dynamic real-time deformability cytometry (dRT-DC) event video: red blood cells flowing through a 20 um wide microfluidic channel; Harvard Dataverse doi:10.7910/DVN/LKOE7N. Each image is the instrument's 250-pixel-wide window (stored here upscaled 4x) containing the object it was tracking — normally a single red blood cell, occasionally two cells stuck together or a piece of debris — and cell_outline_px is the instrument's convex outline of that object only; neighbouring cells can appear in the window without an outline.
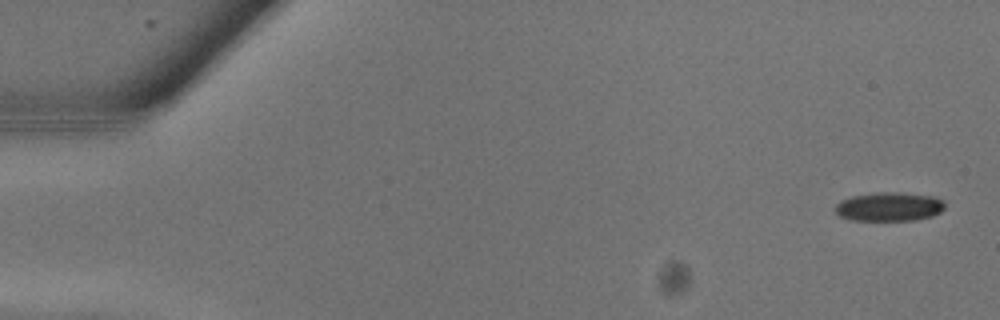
{"species": "common noctule bat (a hibernating species)", "species_latin": "Nyctalus noctula", "temperature_condition": "warm", "stored_images_in_passage": 16, "camera_frame_rate_fps": 3000, "um_per_image_px": 0.085, "animal": {"sex": "male", "body_mass_g": 13.3}, "frame": {"image": 1, "passage_image": 1, "time_ms": 0.0, "image_size_px": [1000, 320], "cell_outline_px": [[944, 208], [940, 212], [932, 216], [916, 220], [852, 220], [840, 216], [836, 212], [836, 204], [840, 200], [852, 196], [876, 192], [896, 192], [936, 196], [944, 200]], "centroid_in_image_um": [75.6, 17.56], "position_along_channel_um": 9.4, "area_um2": 18.55}}
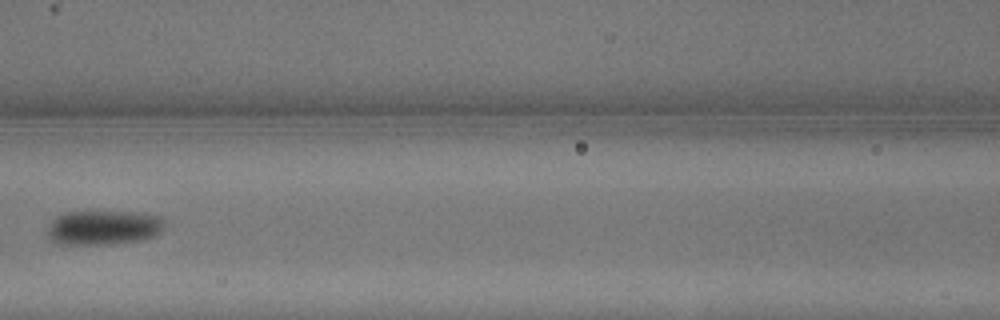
{"frame": {"image": 2, "passage_image": 12, "time_ms": 3.667, "image_size_px": [1000, 320], "cell_outline_px": [[168, 220], [164, 228], [156, 236], [144, 240], [108, 244], [60, 244], [52, 240], [48, 236], [44, 228], [56, 216], [64, 212], [136, 212], [160, 216]], "centroid_in_image_um": [8.82, 19.34], "position_along_channel_um": 157.8, "area_um2": 24.04}}
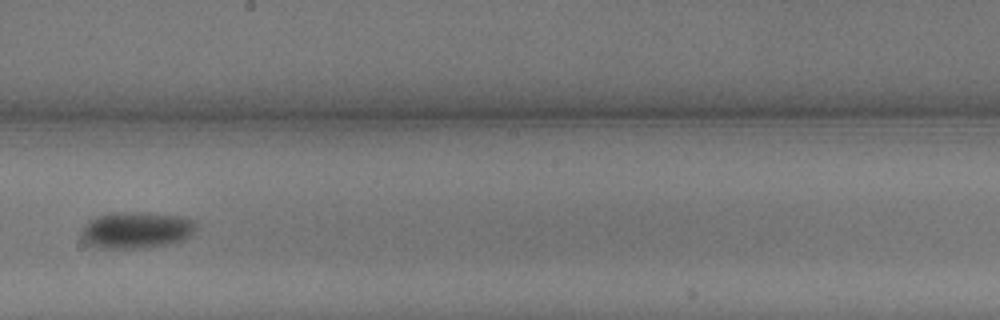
{"frame": {"image": 3, "passage_image": 15, "time_ms": 4.667, "image_size_px": [1000, 320], "cell_outline_px": [[196, 228], [184, 240], [168, 244], [140, 248], [96, 248], [84, 244], [80, 240], [80, 232], [92, 220], [100, 216], [116, 212], [132, 212], [172, 216], [196, 220]], "centroid_in_image_um": [11.53, 19.59], "position_along_channel_um": 236.7, "area_um2": 24.1}}